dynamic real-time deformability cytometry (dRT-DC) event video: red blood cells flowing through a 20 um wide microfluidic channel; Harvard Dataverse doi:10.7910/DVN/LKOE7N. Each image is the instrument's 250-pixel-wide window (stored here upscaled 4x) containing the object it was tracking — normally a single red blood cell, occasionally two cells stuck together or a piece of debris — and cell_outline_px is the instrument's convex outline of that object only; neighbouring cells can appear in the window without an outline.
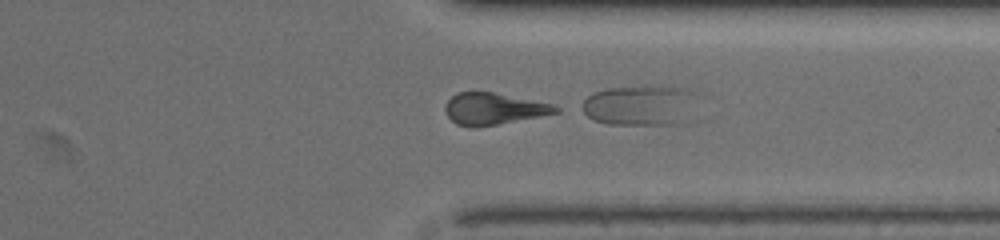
{"species": "common noctule bat (a hibernating species)", "species_latin": "Nyctalus noctula", "temperature_condition": "warm", "stored_images_in_passage": 32, "camera_frame_rate_fps": 3000, "um_per_image_px": 0.085, "animal": {"sex": "female", "body_mass_g": 19.5, "forearm_length_mm": 54.1}, "frame": {"image": 1, "passage_image": 31, "time_ms": 10.0, "image_size_px": [1000, 240], "cell_outline_px": [[560, 112], [476, 128], [472, 128], [456, 124], [448, 116], [444, 108], [448, 100], [456, 92], [492, 92], [552, 104], [560, 108]], "centroid_in_image_um": [41.92, 9.25], "position_along_channel_um": 369.5, "area_um2": 20.17}}